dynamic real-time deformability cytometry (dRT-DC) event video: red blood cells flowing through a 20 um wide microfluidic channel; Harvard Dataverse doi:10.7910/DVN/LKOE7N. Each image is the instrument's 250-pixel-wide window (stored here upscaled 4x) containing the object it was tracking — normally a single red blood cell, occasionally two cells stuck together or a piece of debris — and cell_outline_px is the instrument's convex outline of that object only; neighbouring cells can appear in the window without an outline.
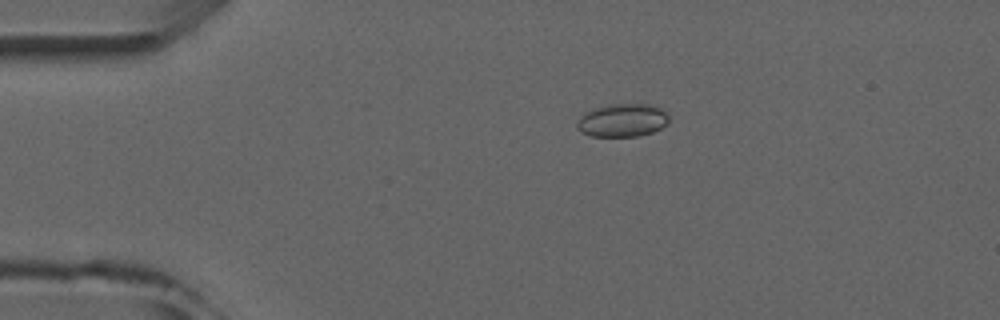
{"species": "common noctule bat (a hibernating species)", "species_latin": "Nyctalus noctula", "temperature_condition": "room temperature", "stored_images_in_passage": 4, "camera_frame_rate_fps": 3000, "um_per_image_px": 0.085, "animal": {"sex": "male", "forearm_length_mm": 52.5}, "frame": {"image": 1, "passage_image": 3, "time_ms": 3.333, "image_size_px": [1000, 320], "cell_outline_px": [[668, 124], [652, 132], [636, 136], [592, 136], [580, 132], [576, 128], [576, 124], [580, 116], [584, 112], [592, 108], [608, 104], [652, 104], [660, 108], [668, 116]], "centroid_in_image_um": [52.86, 10.21], "position_along_channel_um": 32.1, "area_um2": 17.86}}